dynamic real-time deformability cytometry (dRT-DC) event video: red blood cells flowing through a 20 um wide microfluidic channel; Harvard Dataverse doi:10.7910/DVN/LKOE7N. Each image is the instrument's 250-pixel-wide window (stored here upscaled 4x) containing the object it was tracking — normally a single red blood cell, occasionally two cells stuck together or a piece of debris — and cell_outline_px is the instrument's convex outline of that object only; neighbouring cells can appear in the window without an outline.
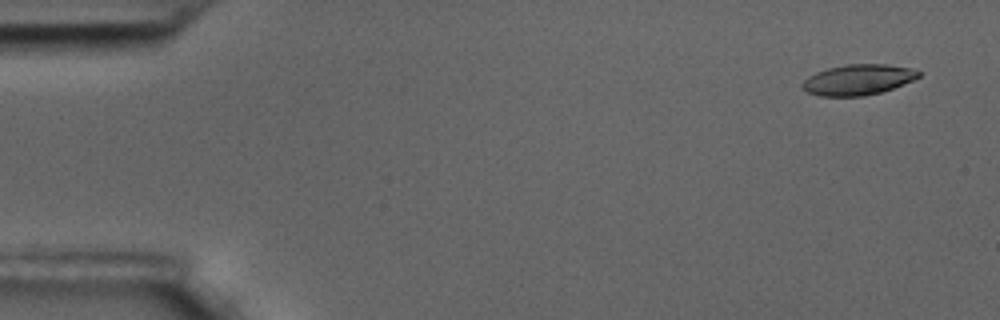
{"species": "common noctule bat (a hibernating species)", "species_latin": "Nyctalus noctula", "temperature_condition": "room temperature", "stored_images_in_passage": 55, "camera_frame_rate_fps": 3000, "um_per_image_px": 0.085, "animal": {"sex": "male", "body_mass_g": 17.5, "forearm_length_mm": 52.3}, "frame": {"image": 1, "passage_image": 3, "time_ms": 0.667, "image_size_px": [1000, 320], "cell_outline_px": [[920, 76], [904, 84], [880, 92], [864, 96], [820, 96], [808, 92], [800, 88], [800, 84], [808, 76], [816, 72], [828, 68], [848, 64], [884, 64], [912, 68], [920, 72]], "centroid_in_image_um": [72.9, 6.77], "position_along_channel_um": 12.1, "area_um2": 20.69}}
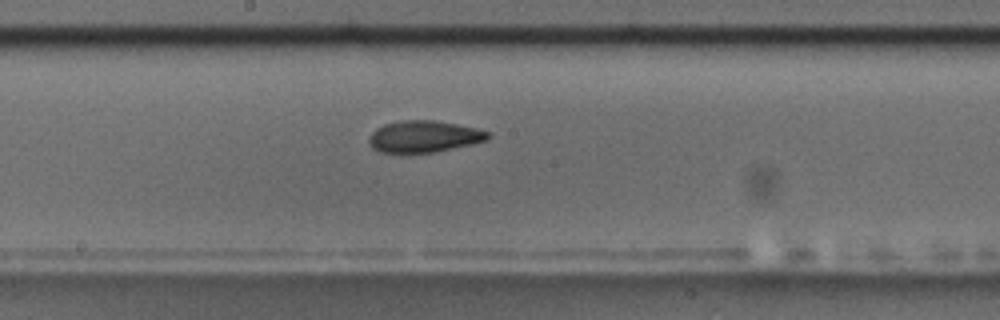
{"frame": {"image": 2, "passage_image": 31, "time_ms": 10.0, "image_size_px": [1000, 320], "cell_outline_px": [[492, 136], [488, 140], [472, 144], [436, 152], [380, 152], [372, 148], [368, 140], [368, 136], [376, 128], [384, 124], [400, 120], [432, 120], [456, 124], [476, 128], [492, 132]], "centroid_in_image_um": [36.06, 11.59], "position_along_channel_um": 212.1, "area_um2": 22.08}}
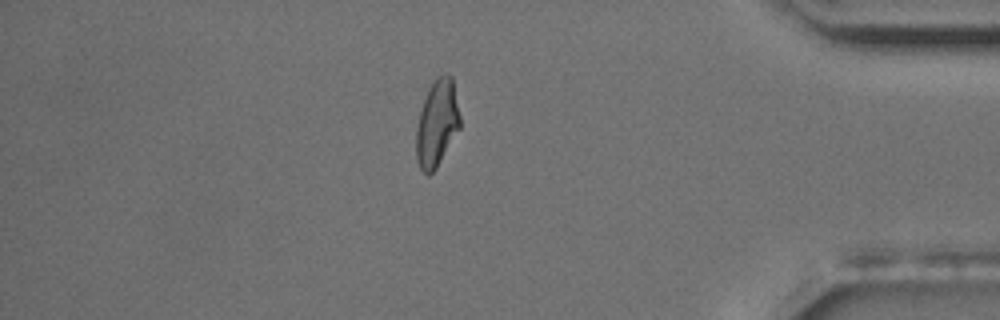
{"frame": {"image": 3, "passage_image": 50, "time_ms": 16.333, "image_size_px": [1000, 320], "cell_outline_px": [[460, 128], [436, 168], [428, 176], [420, 168], [416, 160], [416, 128], [420, 112], [428, 88], [436, 76], [444, 72], [448, 72], [452, 76], [460, 116]], "centroid_in_image_um": [37.14, 10.44], "position_along_channel_um": 398.1, "area_um2": 22.25}}